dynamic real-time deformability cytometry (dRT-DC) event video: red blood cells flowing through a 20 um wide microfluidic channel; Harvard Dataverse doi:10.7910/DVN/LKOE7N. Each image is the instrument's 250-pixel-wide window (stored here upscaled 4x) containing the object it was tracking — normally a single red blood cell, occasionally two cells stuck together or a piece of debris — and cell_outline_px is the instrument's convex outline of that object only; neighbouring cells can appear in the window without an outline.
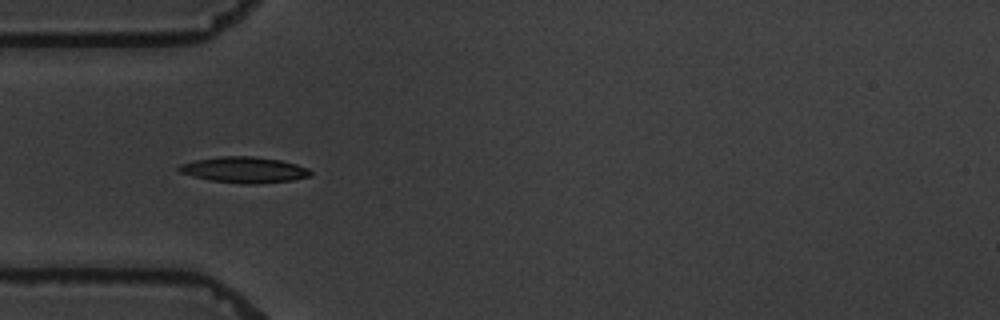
{"species": "common noctule bat (a hibernating species)", "species_latin": "Nyctalus noctula", "temperature_condition": "warm", "stored_images_in_passage": 4, "camera_frame_rate_fps": 3000, "um_per_image_px": 0.085, "animal": {"sex": "male", "body_mass_g": 19.5, "forearm_length_mm": 54.6}, "frame": {"image": 1, "passage_image": 3, "time_ms": 3.333, "image_size_px": [1000, 320], "cell_outline_px": [[312, 176], [292, 180], [252, 184], [244, 184], [208, 180], [192, 176], [180, 172], [176, 168], [180, 164], [196, 160], [220, 156], [256, 156], [280, 160], [296, 164], [308, 168], [312, 172]], "centroid_in_image_um": [20.76, 14.43], "position_along_channel_um": 64.2, "area_um2": 19.94}}